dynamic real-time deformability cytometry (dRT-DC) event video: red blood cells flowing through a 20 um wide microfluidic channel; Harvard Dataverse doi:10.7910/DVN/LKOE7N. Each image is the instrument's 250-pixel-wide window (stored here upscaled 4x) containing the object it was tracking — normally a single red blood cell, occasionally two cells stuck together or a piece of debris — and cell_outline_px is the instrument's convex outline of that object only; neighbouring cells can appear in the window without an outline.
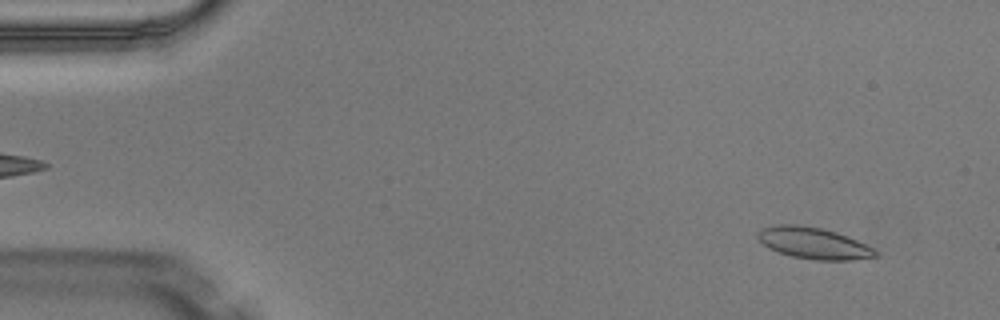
{"species": "Egyptian fruit bat (a non-hibernating species)", "species_latin": "Rousettus aegyptiacus", "temperature_condition": "warm", "stored_images_in_passage": 6, "camera_frame_rate_fps": 3000, "um_per_image_px": 0.085, "animal": {"sex": "male"}, "frame": {"image": 1, "passage_image": 1, "time_ms": 0.0, "image_size_px": [1000, 320], "cell_outline_px": [[880, 256], [852, 260], [816, 260], [792, 256], [768, 248], [756, 236], [760, 228], [776, 224], [796, 224], [820, 228], [836, 232], [848, 236], [872, 248]], "centroid_in_image_um": [69.13, 20.66], "position_along_channel_um": 15.9, "area_um2": 21.44}}
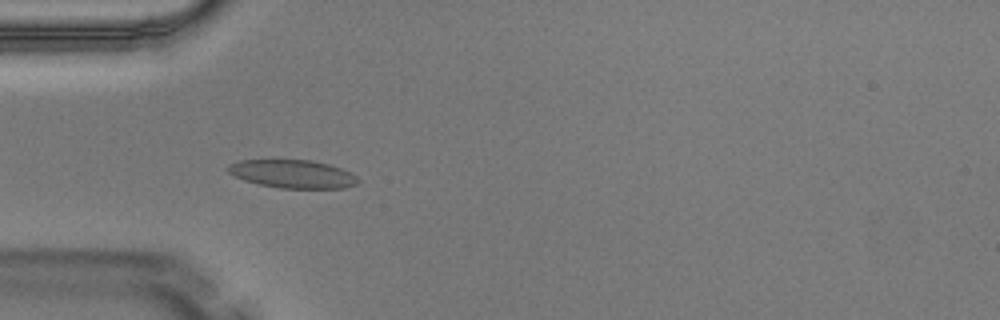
{"frame": {"image": 2, "passage_image": 4, "time_ms": 1.0, "image_size_px": [1000, 320], "cell_outline_px": [[360, 180], [356, 184], [344, 188], [280, 188], [256, 184], [244, 180], [228, 172], [224, 168], [228, 164], [240, 160], [312, 160], [328, 164], [340, 168], [356, 176]], "centroid_in_image_um": [24.83, 14.78], "position_along_channel_um": 60.2, "area_um2": 21.39}}